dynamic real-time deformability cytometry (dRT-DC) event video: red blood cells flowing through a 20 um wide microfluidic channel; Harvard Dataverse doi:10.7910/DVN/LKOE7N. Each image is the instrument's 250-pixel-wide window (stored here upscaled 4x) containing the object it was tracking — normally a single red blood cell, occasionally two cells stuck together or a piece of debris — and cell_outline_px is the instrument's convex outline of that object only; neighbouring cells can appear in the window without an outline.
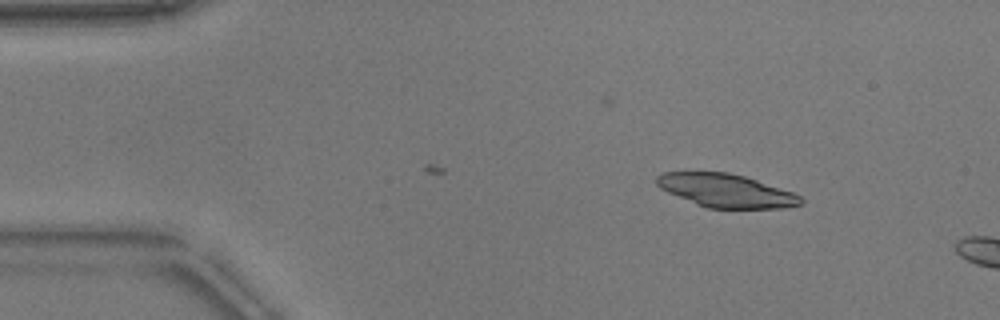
{"species": "common noctule bat (a hibernating species)", "species_latin": "Nyctalus noctula", "temperature_condition": "warm", "stored_images_in_passage": 5, "camera_frame_rate_fps": 3000, "um_per_image_px": 0.085, "animal": {"sex": "male", "body_mass_g": 17.9}, "frame": {"image": 1, "passage_image": 1, "time_ms": 0.0, "image_size_px": [1000, 320], "cell_outline_px": [[804, 204], [784, 208], [708, 208], [696, 204], [668, 192], [660, 188], [656, 184], [656, 176], [664, 172], [728, 172], [744, 176], [792, 192], [800, 196], [804, 200]], "centroid_in_image_um": [61.72, 16.21], "position_along_channel_um": 23.3, "area_um2": 27.8}}